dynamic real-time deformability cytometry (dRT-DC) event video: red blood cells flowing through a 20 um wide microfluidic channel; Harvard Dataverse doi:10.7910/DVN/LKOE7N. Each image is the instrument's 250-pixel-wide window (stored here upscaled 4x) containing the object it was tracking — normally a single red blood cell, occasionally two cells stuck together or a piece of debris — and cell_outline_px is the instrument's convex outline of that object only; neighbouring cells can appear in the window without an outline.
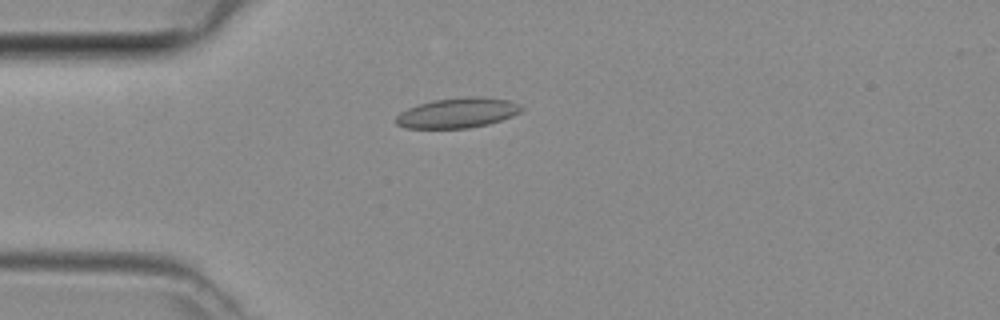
{"species": "common noctule bat (a hibernating species)", "species_latin": "Nyctalus noctula", "temperature_condition": "room temperature", "stored_images_in_passage": 30, "camera_frame_rate_fps": 3000, "um_per_image_px": 0.085, "animal": {"sex": "female", "body_mass_g": 29.2, "forearm_length_mm": 56.3}, "frame": {"image": 1, "passage_image": 1, "time_ms": 0.0, "image_size_px": [1000, 320], "cell_outline_px": [[524, 108], [520, 112], [512, 116], [488, 124], [468, 128], [404, 128], [396, 124], [396, 116], [400, 112], [408, 108], [432, 100], [464, 96], [484, 96], [508, 100], [520, 104]], "centroid_in_image_um": [38.9, 9.58], "position_along_channel_um": 46.1, "area_um2": 22.14}}
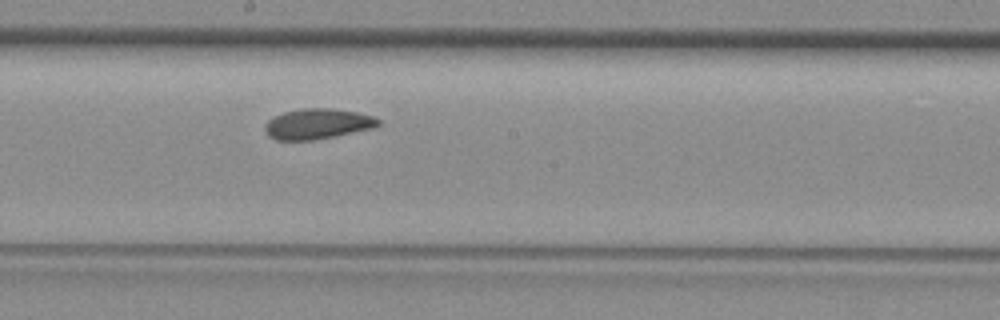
{"frame": {"image": 2, "passage_image": 14, "time_ms": 4.333, "image_size_px": [1000, 320], "cell_outline_px": [[380, 124], [372, 128], [312, 140], [276, 140], [268, 136], [264, 128], [268, 120], [284, 112], [300, 108], [332, 108], [356, 112], [372, 116], [380, 120]], "centroid_in_image_um": [26.96, 10.52], "position_along_channel_um": 221.2, "area_um2": 19.83}}
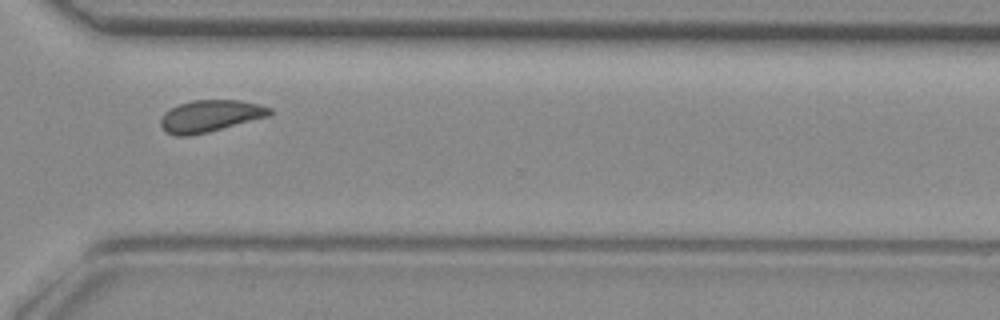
{"frame": {"image": 3, "passage_image": 23, "time_ms": 7.333, "image_size_px": [1000, 320], "cell_outline_px": [[272, 112], [268, 116], [208, 132], [188, 136], [176, 136], [164, 132], [160, 128], [160, 120], [164, 112], [180, 104], [192, 100], [240, 100], [272, 108]], "centroid_in_image_um": [17.81, 9.87], "position_along_channel_um": 352.8, "area_um2": 20.17}}